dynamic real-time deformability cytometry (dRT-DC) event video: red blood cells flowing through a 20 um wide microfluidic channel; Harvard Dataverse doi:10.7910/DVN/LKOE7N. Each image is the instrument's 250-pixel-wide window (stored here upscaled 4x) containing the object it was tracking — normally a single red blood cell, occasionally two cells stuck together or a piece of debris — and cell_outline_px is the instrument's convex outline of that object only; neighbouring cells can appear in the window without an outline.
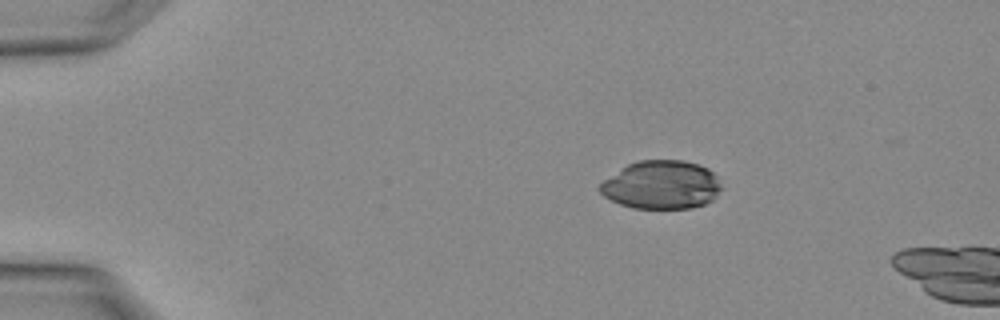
{"species": "Egyptian fruit bat (a non-hibernating species)", "species_latin": "Rousettus aegyptiacus", "temperature_condition": "warm", "stored_images_in_passage": 5, "camera_frame_rate_fps": 3000, "um_per_image_px": 0.085, "animal": {"sex": "female"}, "frame": {"image": 1, "passage_image": 5, "time_ms": 1.333, "image_size_px": [1000, 320], "cell_outline_px": [[724, 188], [712, 200], [704, 204], [692, 208], [632, 208], [620, 204], [604, 196], [600, 192], [600, 184], [604, 180], [628, 164], [640, 160], [684, 160], [700, 164], [708, 168], [716, 176]], "centroid_in_image_um": [56.27, 15.71], "position_along_channel_um": 28.7, "area_um2": 34.33}}